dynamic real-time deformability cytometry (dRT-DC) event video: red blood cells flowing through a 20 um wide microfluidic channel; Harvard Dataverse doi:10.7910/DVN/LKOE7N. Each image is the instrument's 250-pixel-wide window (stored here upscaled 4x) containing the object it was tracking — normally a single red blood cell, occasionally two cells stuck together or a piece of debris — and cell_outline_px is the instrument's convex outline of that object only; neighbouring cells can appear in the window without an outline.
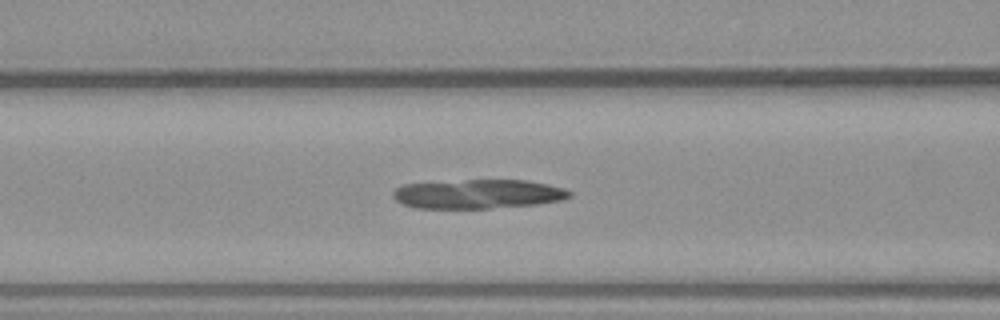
{"species": "common noctule bat (a hibernating species)", "species_latin": "Nyctalus noctula", "temperature_condition": "warm", "stored_images_in_passage": 39, "camera_frame_rate_fps": 3000, "um_per_image_px": 0.085, "animal": {"sex": "male", "body_mass_g": 23.1, "forearm_length_mm": 52.7}, "frame": {"image": 1, "passage_image": 7, "time_ms": 2.0, "image_size_px": [1000, 320], "cell_outline_px": [[572, 196], [560, 200], [536, 204], [488, 208], [416, 208], [400, 204], [392, 196], [392, 192], [396, 188], [404, 184], [468, 180], [524, 180], [548, 184], [564, 188], [572, 192]], "centroid_in_image_um": [40.61, 16.49], "position_along_channel_um": 126.0, "area_um2": 29.94}}
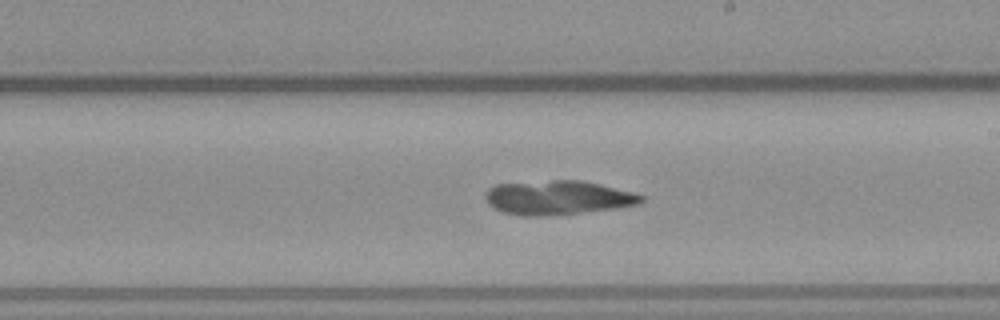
{"frame": {"image": 2, "passage_image": 16, "time_ms": 5.0, "image_size_px": [1000, 320], "cell_outline_px": [[644, 200], [640, 204], [616, 208], [580, 212], [540, 216], [520, 216], [504, 212], [488, 204], [488, 188], [496, 184], [552, 180], [580, 180], [600, 184], [632, 192], [644, 196]], "centroid_in_image_um": [47.44, 16.79], "position_along_channel_um": 241.6, "area_um2": 30.63}}
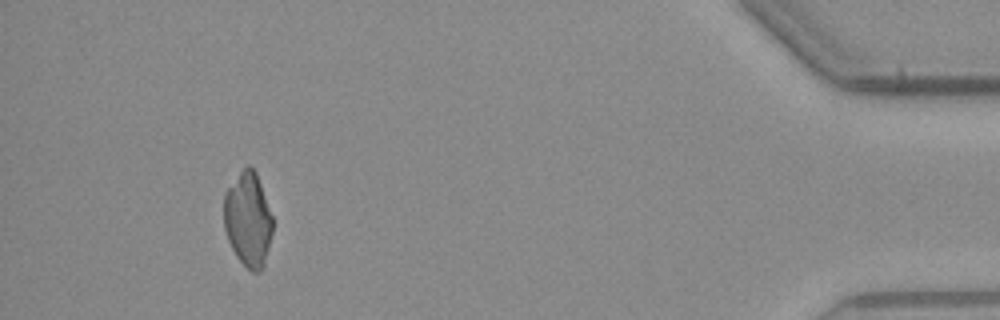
{"frame": {"image": 3, "passage_image": 35, "time_ms": 11.333, "image_size_px": [1000, 320], "cell_outline_px": [[272, 232], [264, 268], [260, 272], [252, 272], [236, 256], [228, 240], [224, 228], [224, 192], [240, 172], [248, 164], [256, 172], [272, 216]], "centroid_in_image_um": [21.08, 18.68], "position_along_channel_um": 414.1, "area_um2": 26.7}}